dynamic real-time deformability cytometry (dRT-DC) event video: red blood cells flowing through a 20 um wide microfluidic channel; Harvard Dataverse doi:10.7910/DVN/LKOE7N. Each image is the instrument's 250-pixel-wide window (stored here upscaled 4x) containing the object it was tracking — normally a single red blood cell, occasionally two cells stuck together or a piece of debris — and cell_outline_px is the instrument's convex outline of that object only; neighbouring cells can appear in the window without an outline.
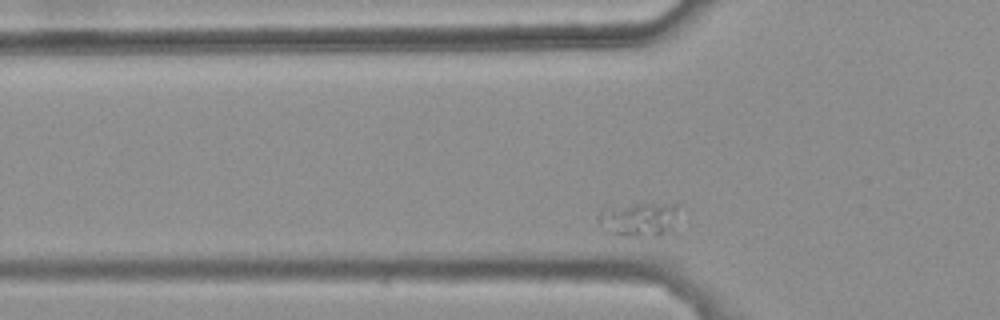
{"species": "common noctule bat (a hibernating species)", "species_latin": "Nyctalus noctula", "temperature_condition": "warm", "stored_images_in_passage": 30, "camera_frame_rate_fps": 3000, "um_per_image_px": 0.085, "animal": {"sex": "female", "body_mass_g": 25.1}, "frame": {"image": 1, "passage_image": 2, "time_ms": 0.333, "image_size_px": [1000, 320], "cell_outline_px": [[680, 212], [668, 228], [660, 236], [620, 236], [596, 220], [600, 208], [632, 204], [676, 204]], "centroid_in_image_um": [54.28, 18.61], "position_along_channel_um": 71.5, "area_um2": 15.55}}
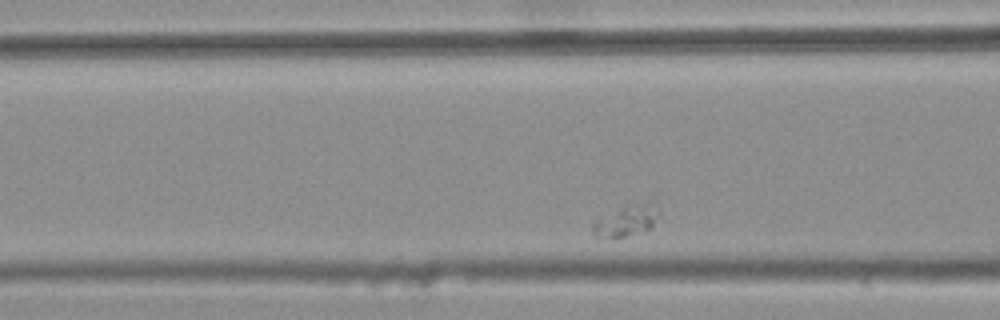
{"frame": {"image": 2, "passage_image": 6, "time_ms": 1.667, "image_size_px": [1000, 320], "cell_outline_px": [[664, 208], [652, 228], [624, 236], [596, 236], [592, 232], [592, 220], [628, 204], [652, 200], [656, 200], [664, 204]], "centroid_in_image_um": [53.4, 18.64], "position_along_channel_um": 113.2, "area_um2": 12.72}}
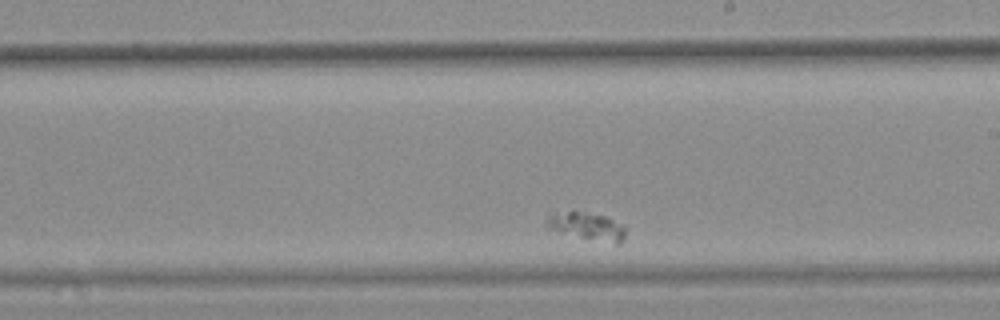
{"frame": {"image": 3, "passage_image": 18, "time_ms": 5.667, "image_size_px": [1000, 320], "cell_outline_px": [[624, 240], [620, 244], [616, 244], [560, 232], [544, 228], [544, 220], [552, 212], [584, 212], [604, 216], [620, 224], [624, 228]], "centroid_in_image_um": [49.81, 19.23], "position_along_channel_um": 239.2, "area_um2": 12.54}}